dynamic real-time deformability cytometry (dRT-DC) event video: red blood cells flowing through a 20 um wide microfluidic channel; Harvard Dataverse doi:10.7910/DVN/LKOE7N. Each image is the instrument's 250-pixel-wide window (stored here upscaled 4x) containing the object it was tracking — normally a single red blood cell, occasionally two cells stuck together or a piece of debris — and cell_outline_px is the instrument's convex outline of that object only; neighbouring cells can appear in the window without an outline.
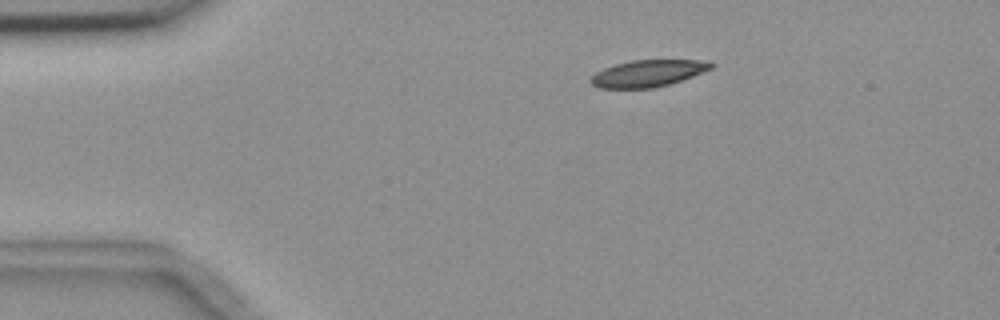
{"species": "common noctule bat (a hibernating species)", "species_latin": "Nyctalus noctula", "temperature_condition": "room temperature", "stored_images_in_passage": 4, "camera_frame_rate_fps": 3000, "um_per_image_px": 0.085, "animal": {"sex": "female", "body_mass_g": 18.4}, "frame": {"image": 1, "passage_image": 3, "time_ms": 3.0, "image_size_px": [1000, 320], "cell_outline_px": [[716, 64], [712, 68], [692, 76], [668, 84], [652, 88], [600, 88], [592, 84], [588, 80], [596, 72], [604, 68], [616, 64], [632, 60], [708, 60]], "centroid_in_image_um": [55.08, 6.22], "position_along_channel_um": 29.9, "area_um2": 18.67}}